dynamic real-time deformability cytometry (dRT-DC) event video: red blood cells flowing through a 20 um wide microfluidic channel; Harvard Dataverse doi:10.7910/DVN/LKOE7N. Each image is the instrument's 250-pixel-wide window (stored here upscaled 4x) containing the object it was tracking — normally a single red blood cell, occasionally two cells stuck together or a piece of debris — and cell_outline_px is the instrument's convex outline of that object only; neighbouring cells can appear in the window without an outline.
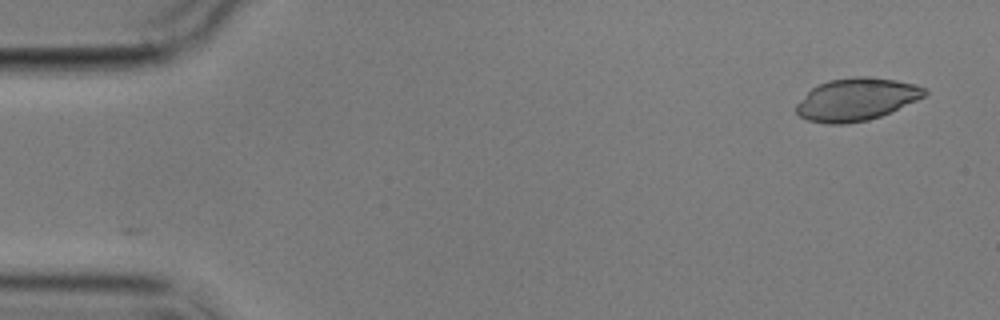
{"species": "common noctule bat (a hibernating species)", "species_latin": "Nyctalus noctula", "temperature_condition": "cold", "stored_images_in_passage": 2, "camera_frame_rate_fps": 3000, "um_per_image_px": 0.085, "animal": {"sex": "male", "body_mass_g": 17.9}, "frame": {"image": 1, "passage_image": 2, "time_ms": 1.0, "image_size_px": [1000, 320], "cell_outline_px": [[928, 92], [924, 96], [916, 100], [880, 116], [868, 120], [844, 124], [828, 124], [808, 120], [800, 116], [796, 112], [796, 104], [812, 88], [828, 80], [852, 76], [868, 76], [896, 80], [916, 84], [924, 88]], "centroid_in_image_um": [72.78, 8.44], "position_along_channel_um": 12.2, "area_um2": 31.62}}